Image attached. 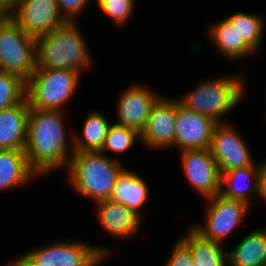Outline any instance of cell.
<instances>
[{
  "mask_svg": "<svg viewBox=\"0 0 266 266\" xmlns=\"http://www.w3.org/2000/svg\"><path fill=\"white\" fill-rule=\"evenodd\" d=\"M5 11V9H0V15Z\"/></svg>",
  "mask_w": 266,
  "mask_h": 266,
  "instance_id": "e575fe53",
  "label": "cell"
},
{
  "mask_svg": "<svg viewBox=\"0 0 266 266\" xmlns=\"http://www.w3.org/2000/svg\"><path fill=\"white\" fill-rule=\"evenodd\" d=\"M226 18L233 24L240 38L256 53L261 47L265 30L264 17L257 14L239 11Z\"/></svg>",
  "mask_w": 266,
  "mask_h": 266,
  "instance_id": "cb8c5ba5",
  "label": "cell"
},
{
  "mask_svg": "<svg viewBox=\"0 0 266 266\" xmlns=\"http://www.w3.org/2000/svg\"><path fill=\"white\" fill-rule=\"evenodd\" d=\"M220 194L229 199H239L251 206V199L260 198L259 164L220 173ZM252 202V203H251Z\"/></svg>",
  "mask_w": 266,
  "mask_h": 266,
  "instance_id": "2e32d148",
  "label": "cell"
},
{
  "mask_svg": "<svg viewBox=\"0 0 266 266\" xmlns=\"http://www.w3.org/2000/svg\"><path fill=\"white\" fill-rule=\"evenodd\" d=\"M95 4L100 8L111 21L118 26H124L135 11L136 0H95Z\"/></svg>",
  "mask_w": 266,
  "mask_h": 266,
  "instance_id": "4316f807",
  "label": "cell"
},
{
  "mask_svg": "<svg viewBox=\"0 0 266 266\" xmlns=\"http://www.w3.org/2000/svg\"><path fill=\"white\" fill-rule=\"evenodd\" d=\"M205 221L190 224L203 238L224 244L225 240L238 228L251 208L239 199H229L221 194L205 199Z\"/></svg>",
  "mask_w": 266,
  "mask_h": 266,
  "instance_id": "ba28073f",
  "label": "cell"
},
{
  "mask_svg": "<svg viewBox=\"0 0 266 266\" xmlns=\"http://www.w3.org/2000/svg\"><path fill=\"white\" fill-rule=\"evenodd\" d=\"M216 124L209 116L185 108L177 99L174 147L179 151L209 148Z\"/></svg>",
  "mask_w": 266,
  "mask_h": 266,
  "instance_id": "5bb4252c",
  "label": "cell"
},
{
  "mask_svg": "<svg viewBox=\"0 0 266 266\" xmlns=\"http://www.w3.org/2000/svg\"><path fill=\"white\" fill-rule=\"evenodd\" d=\"M138 140L141 142V134L137 131L112 123L108 128L105 142L100 152L107 155V152L111 151L117 156H115V158L120 160L118 155L124 154L131 149Z\"/></svg>",
  "mask_w": 266,
  "mask_h": 266,
  "instance_id": "d4e9b609",
  "label": "cell"
},
{
  "mask_svg": "<svg viewBox=\"0 0 266 266\" xmlns=\"http://www.w3.org/2000/svg\"><path fill=\"white\" fill-rule=\"evenodd\" d=\"M161 95L150 90L143 84H130L122 91L117 100V121L118 125L128 127L141 134L147 124L151 108Z\"/></svg>",
  "mask_w": 266,
  "mask_h": 266,
  "instance_id": "4fadbf2b",
  "label": "cell"
},
{
  "mask_svg": "<svg viewBox=\"0 0 266 266\" xmlns=\"http://www.w3.org/2000/svg\"><path fill=\"white\" fill-rule=\"evenodd\" d=\"M172 249L165 266H194L191 251L179 238Z\"/></svg>",
  "mask_w": 266,
  "mask_h": 266,
  "instance_id": "f1b7e54d",
  "label": "cell"
},
{
  "mask_svg": "<svg viewBox=\"0 0 266 266\" xmlns=\"http://www.w3.org/2000/svg\"><path fill=\"white\" fill-rule=\"evenodd\" d=\"M97 204V205H96ZM95 213L101 229L117 239H130L139 233L143 219L121 203L114 201L102 200L96 202Z\"/></svg>",
  "mask_w": 266,
  "mask_h": 266,
  "instance_id": "9a60e30c",
  "label": "cell"
},
{
  "mask_svg": "<svg viewBox=\"0 0 266 266\" xmlns=\"http://www.w3.org/2000/svg\"><path fill=\"white\" fill-rule=\"evenodd\" d=\"M260 162V163H259ZM259 164V193H260V200L265 202L266 204V159L260 160Z\"/></svg>",
  "mask_w": 266,
  "mask_h": 266,
  "instance_id": "f546056e",
  "label": "cell"
},
{
  "mask_svg": "<svg viewBox=\"0 0 266 266\" xmlns=\"http://www.w3.org/2000/svg\"><path fill=\"white\" fill-rule=\"evenodd\" d=\"M81 74L72 70L36 68L26 82V98L31 108L64 111L77 93ZM65 106V107H64Z\"/></svg>",
  "mask_w": 266,
  "mask_h": 266,
  "instance_id": "8992f818",
  "label": "cell"
},
{
  "mask_svg": "<svg viewBox=\"0 0 266 266\" xmlns=\"http://www.w3.org/2000/svg\"><path fill=\"white\" fill-rule=\"evenodd\" d=\"M61 15L67 22H77L78 16L82 14L85 7L92 2V0H56Z\"/></svg>",
  "mask_w": 266,
  "mask_h": 266,
  "instance_id": "83f0119b",
  "label": "cell"
},
{
  "mask_svg": "<svg viewBox=\"0 0 266 266\" xmlns=\"http://www.w3.org/2000/svg\"><path fill=\"white\" fill-rule=\"evenodd\" d=\"M36 38L4 11L0 15V71L28 81L36 70Z\"/></svg>",
  "mask_w": 266,
  "mask_h": 266,
  "instance_id": "52a82bcc",
  "label": "cell"
},
{
  "mask_svg": "<svg viewBox=\"0 0 266 266\" xmlns=\"http://www.w3.org/2000/svg\"><path fill=\"white\" fill-rule=\"evenodd\" d=\"M177 98L160 96L151 108L141 144L149 150H168L174 147Z\"/></svg>",
  "mask_w": 266,
  "mask_h": 266,
  "instance_id": "7c38bea8",
  "label": "cell"
},
{
  "mask_svg": "<svg viewBox=\"0 0 266 266\" xmlns=\"http://www.w3.org/2000/svg\"><path fill=\"white\" fill-rule=\"evenodd\" d=\"M124 169L121 160L96 152H74L66 170L67 181L79 195L92 203L110 199L117 177Z\"/></svg>",
  "mask_w": 266,
  "mask_h": 266,
  "instance_id": "3957f363",
  "label": "cell"
},
{
  "mask_svg": "<svg viewBox=\"0 0 266 266\" xmlns=\"http://www.w3.org/2000/svg\"><path fill=\"white\" fill-rule=\"evenodd\" d=\"M29 109L26 98L13 107L0 110V150H24Z\"/></svg>",
  "mask_w": 266,
  "mask_h": 266,
  "instance_id": "e0dca14e",
  "label": "cell"
},
{
  "mask_svg": "<svg viewBox=\"0 0 266 266\" xmlns=\"http://www.w3.org/2000/svg\"><path fill=\"white\" fill-rule=\"evenodd\" d=\"M37 176L24 150H0V190L24 187Z\"/></svg>",
  "mask_w": 266,
  "mask_h": 266,
  "instance_id": "d6986e66",
  "label": "cell"
},
{
  "mask_svg": "<svg viewBox=\"0 0 266 266\" xmlns=\"http://www.w3.org/2000/svg\"><path fill=\"white\" fill-rule=\"evenodd\" d=\"M149 190L146 180L138 172L125 167L117 177L110 200L125 205L143 219L141 209L149 197Z\"/></svg>",
  "mask_w": 266,
  "mask_h": 266,
  "instance_id": "ac0fdd59",
  "label": "cell"
},
{
  "mask_svg": "<svg viewBox=\"0 0 266 266\" xmlns=\"http://www.w3.org/2000/svg\"><path fill=\"white\" fill-rule=\"evenodd\" d=\"M0 4L4 7V0H0Z\"/></svg>",
  "mask_w": 266,
  "mask_h": 266,
  "instance_id": "836d02e7",
  "label": "cell"
},
{
  "mask_svg": "<svg viewBox=\"0 0 266 266\" xmlns=\"http://www.w3.org/2000/svg\"><path fill=\"white\" fill-rule=\"evenodd\" d=\"M179 152L183 174L196 193L203 200L220 194L221 174L209 148Z\"/></svg>",
  "mask_w": 266,
  "mask_h": 266,
  "instance_id": "8fae6325",
  "label": "cell"
},
{
  "mask_svg": "<svg viewBox=\"0 0 266 266\" xmlns=\"http://www.w3.org/2000/svg\"><path fill=\"white\" fill-rule=\"evenodd\" d=\"M26 81L0 71V110L13 107L26 99Z\"/></svg>",
  "mask_w": 266,
  "mask_h": 266,
  "instance_id": "484cf974",
  "label": "cell"
},
{
  "mask_svg": "<svg viewBox=\"0 0 266 266\" xmlns=\"http://www.w3.org/2000/svg\"><path fill=\"white\" fill-rule=\"evenodd\" d=\"M208 31V37L216 48L217 52L222 53L229 61L240 60L249 57L255 52L240 38L237 29L224 17L218 22L211 24ZM231 59V60H230Z\"/></svg>",
  "mask_w": 266,
  "mask_h": 266,
  "instance_id": "ffe728a7",
  "label": "cell"
},
{
  "mask_svg": "<svg viewBox=\"0 0 266 266\" xmlns=\"http://www.w3.org/2000/svg\"><path fill=\"white\" fill-rule=\"evenodd\" d=\"M12 0H4V8L11 2Z\"/></svg>",
  "mask_w": 266,
  "mask_h": 266,
  "instance_id": "d6a6232c",
  "label": "cell"
},
{
  "mask_svg": "<svg viewBox=\"0 0 266 266\" xmlns=\"http://www.w3.org/2000/svg\"><path fill=\"white\" fill-rule=\"evenodd\" d=\"M245 140L232 124L225 122L215 125L209 150L220 173L249 167L256 162Z\"/></svg>",
  "mask_w": 266,
  "mask_h": 266,
  "instance_id": "30bf717a",
  "label": "cell"
},
{
  "mask_svg": "<svg viewBox=\"0 0 266 266\" xmlns=\"http://www.w3.org/2000/svg\"><path fill=\"white\" fill-rule=\"evenodd\" d=\"M112 123L103 112L91 110L86 116L81 133H73V146L75 152L101 151L109 126Z\"/></svg>",
  "mask_w": 266,
  "mask_h": 266,
  "instance_id": "603a6c76",
  "label": "cell"
},
{
  "mask_svg": "<svg viewBox=\"0 0 266 266\" xmlns=\"http://www.w3.org/2000/svg\"><path fill=\"white\" fill-rule=\"evenodd\" d=\"M111 248L79 240H55L18 255L28 266H99Z\"/></svg>",
  "mask_w": 266,
  "mask_h": 266,
  "instance_id": "5b68a950",
  "label": "cell"
},
{
  "mask_svg": "<svg viewBox=\"0 0 266 266\" xmlns=\"http://www.w3.org/2000/svg\"><path fill=\"white\" fill-rule=\"evenodd\" d=\"M187 229L179 239L191 251L194 266H228L225 245L203 238L191 226Z\"/></svg>",
  "mask_w": 266,
  "mask_h": 266,
  "instance_id": "7402d4cb",
  "label": "cell"
},
{
  "mask_svg": "<svg viewBox=\"0 0 266 266\" xmlns=\"http://www.w3.org/2000/svg\"><path fill=\"white\" fill-rule=\"evenodd\" d=\"M77 24L66 22L36 38L37 68L72 70L80 74L83 70H92L93 57Z\"/></svg>",
  "mask_w": 266,
  "mask_h": 266,
  "instance_id": "7a4b0ae2",
  "label": "cell"
},
{
  "mask_svg": "<svg viewBox=\"0 0 266 266\" xmlns=\"http://www.w3.org/2000/svg\"><path fill=\"white\" fill-rule=\"evenodd\" d=\"M229 250L228 266H266V224L246 234Z\"/></svg>",
  "mask_w": 266,
  "mask_h": 266,
  "instance_id": "44dd1931",
  "label": "cell"
},
{
  "mask_svg": "<svg viewBox=\"0 0 266 266\" xmlns=\"http://www.w3.org/2000/svg\"><path fill=\"white\" fill-rule=\"evenodd\" d=\"M224 76V77H223ZM244 74L220 75L200 81L191 91L177 97L185 108L209 116L217 123H225L223 116L230 113L246 97ZM224 120V121H223Z\"/></svg>",
  "mask_w": 266,
  "mask_h": 266,
  "instance_id": "277c9868",
  "label": "cell"
},
{
  "mask_svg": "<svg viewBox=\"0 0 266 266\" xmlns=\"http://www.w3.org/2000/svg\"><path fill=\"white\" fill-rule=\"evenodd\" d=\"M7 266H17V264L13 260H11L9 264H7Z\"/></svg>",
  "mask_w": 266,
  "mask_h": 266,
  "instance_id": "1f68e13d",
  "label": "cell"
},
{
  "mask_svg": "<svg viewBox=\"0 0 266 266\" xmlns=\"http://www.w3.org/2000/svg\"><path fill=\"white\" fill-rule=\"evenodd\" d=\"M63 114L59 110L29 109L24 152L39 177L59 168L67 170L75 152L73 132L67 134Z\"/></svg>",
  "mask_w": 266,
  "mask_h": 266,
  "instance_id": "6da1fadb",
  "label": "cell"
},
{
  "mask_svg": "<svg viewBox=\"0 0 266 266\" xmlns=\"http://www.w3.org/2000/svg\"><path fill=\"white\" fill-rule=\"evenodd\" d=\"M17 266H28L19 256L12 259Z\"/></svg>",
  "mask_w": 266,
  "mask_h": 266,
  "instance_id": "4dcf8cb0",
  "label": "cell"
},
{
  "mask_svg": "<svg viewBox=\"0 0 266 266\" xmlns=\"http://www.w3.org/2000/svg\"><path fill=\"white\" fill-rule=\"evenodd\" d=\"M5 11L28 35L35 38L67 22L56 0H12Z\"/></svg>",
  "mask_w": 266,
  "mask_h": 266,
  "instance_id": "9c48e42d",
  "label": "cell"
}]
</instances>
